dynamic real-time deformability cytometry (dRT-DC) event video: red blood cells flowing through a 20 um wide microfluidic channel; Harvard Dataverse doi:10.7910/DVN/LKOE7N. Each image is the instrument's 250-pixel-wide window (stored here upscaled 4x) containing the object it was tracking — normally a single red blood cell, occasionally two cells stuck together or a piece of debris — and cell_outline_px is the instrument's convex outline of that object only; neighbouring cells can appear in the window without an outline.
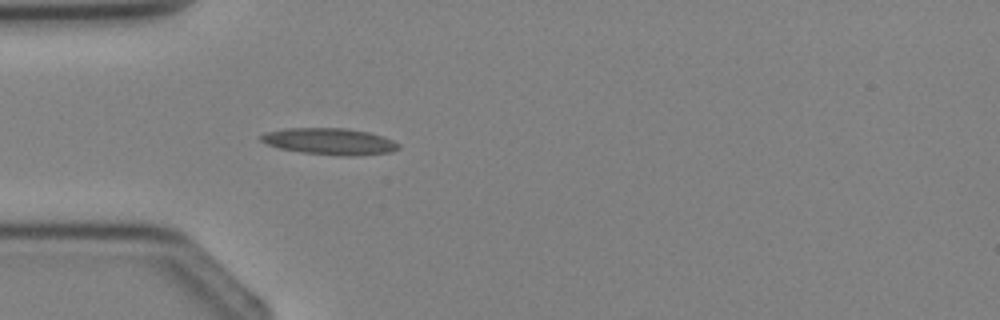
{"species": "Egyptian fruit bat (a non-hibernating species)", "species_latin": "Rousettus aegyptiacus", "temperature_condition": "cold", "stored_images_in_passage": 1, "camera_frame_rate_fps": 3000, "um_per_image_px": 0.085, "animal": {"sex": "female"}, "frame": {"image": 1, "passage_image": 1, "time_ms": 0.0, "image_size_px": [1000, 320], "cell_outline_px": [[400, 148], [392, 152], [352, 156], [340, 156], [304, 152], [280, 148], [268, 144], [260, 140], [260, 136], [264, 132], [284, 128], [344, 128], [368, 132], [392, 140], [400, 144]], "centroid_in_image_um": [28.02, 12.02], "position_along_channel_um": 57.0, "area_um2": 21.15}}